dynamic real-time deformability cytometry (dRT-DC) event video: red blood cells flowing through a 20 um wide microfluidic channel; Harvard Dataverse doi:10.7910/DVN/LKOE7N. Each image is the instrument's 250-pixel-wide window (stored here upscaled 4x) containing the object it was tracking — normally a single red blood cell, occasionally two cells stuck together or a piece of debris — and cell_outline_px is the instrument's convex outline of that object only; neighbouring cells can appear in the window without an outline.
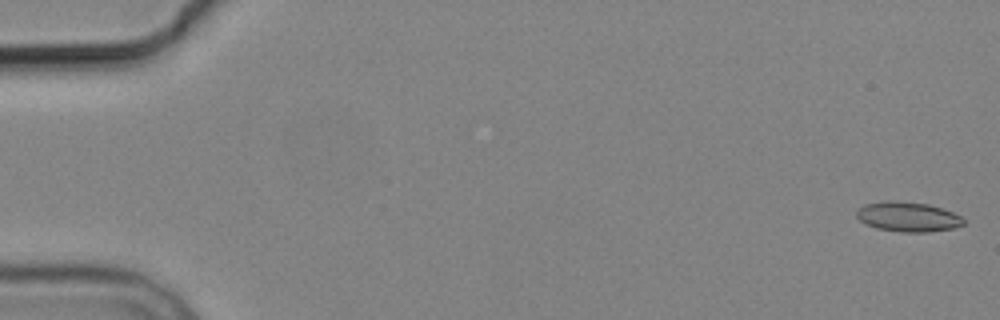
{"species": "common noctule bat (a hibernating species)", "species_latin": "Nyctalus noctula", "temperature_condition": "cold", "stored_images_in_passage": 7, "camera_frame_rate_fps": 3000, "um_per_image_px": 0.085, "animal": {"sex": "male", "body_mass_g": 19.2, "forearm_length_mm": 51.8}, "frame": {"image": 1, "passage_image": 1, "time_ms": 0.0, "image_size_px": [1000, 320], "cell_outline_px": [[964, 224], [952, 228], [928, 232], [900, 232], [876, 228], [860, 220], [856, 216], [856, 212], [864, 204], [884, 200], [896, 200], [928, 204], [952, 212], [960, 216], [964, 220]], "centroid_in_image_um": [77.15, 18.42], "position_along_channel_um": 7.9, "area_um2": 18.5}}
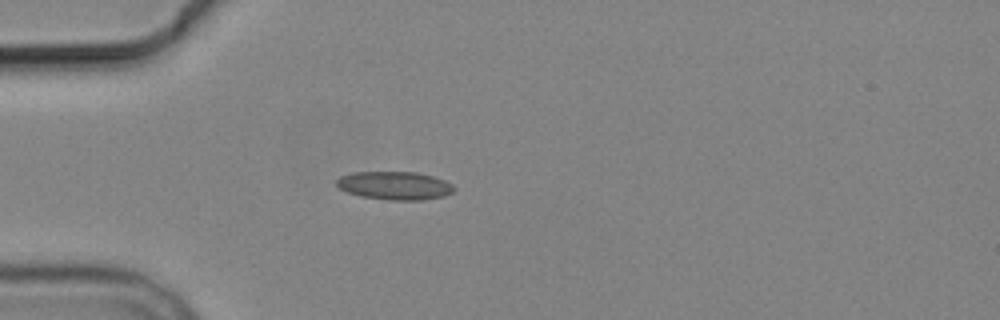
{"frame": {"image": 2, "passage_image": 5, "time_ms": 5.0, "image_size_px": [1000, 320], "cell_outline_px": [[456, 188], [452, 192], [444, 196], [424, 200], [388, 200], [360, 196], [348, 192], [340, 188], [336, 184], [336, 180], [340, 176], [352, 172], [416, 172], [432, 176], [444, 180], [452, 184]], "centroid_in_image_um": [33.55, 15.77], "position_along_channel_um": 51.4, "area_um2": 19.36}}
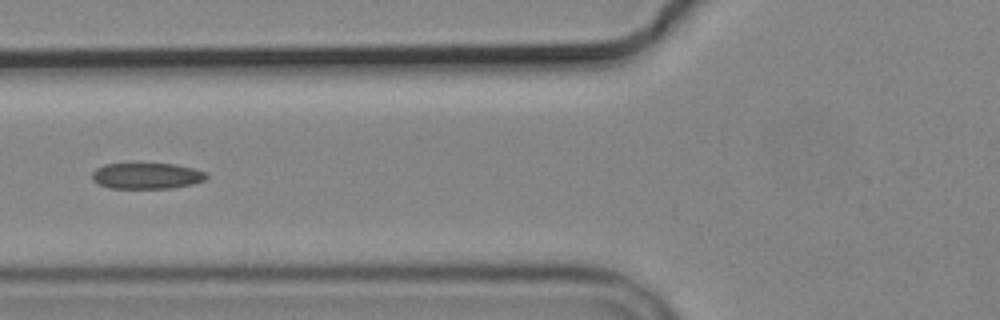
{"frame": {"image": 3, "passage_image": 7, "time_ms": 7.0, "image_size_px": [1000, 320], "cell_outline_px": [[208, 176], [204, 180], [192, 184], [172, 188], [112, 188], [100, 184], [92, 180], [92, 172], [96, 168], [104, 164], [176, 164], [192, 168], [204, 172]], "centroid_in_image_um": [12.46, 14.95], "position_along_channel_um": 113.3, "area_um2": 17.17}}